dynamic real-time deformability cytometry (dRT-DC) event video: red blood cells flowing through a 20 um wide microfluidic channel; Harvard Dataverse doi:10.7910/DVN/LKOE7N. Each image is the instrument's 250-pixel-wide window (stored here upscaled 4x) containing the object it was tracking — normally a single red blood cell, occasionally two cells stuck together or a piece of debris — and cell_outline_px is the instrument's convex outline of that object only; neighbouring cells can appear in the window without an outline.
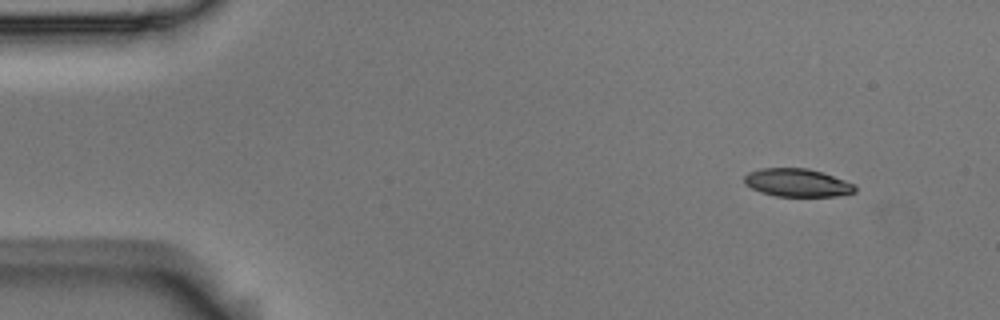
{"species": "Egyptian fruit bat (a non-hibernating species)", "species_latin": "Rousettus aegyptiacus", "temperature_condition": "room temperature", "stored_images_in_passage": 3, "camera_frame_rate_fps": 3000, "um_per_image_px": 0.085, "animal": {"sex": "male"}, "frame": {"image": 1, "passage_image": 1, "time_ms": 0.0, "image_size_px": [1000, 320], "cell_outline_px": [[856, 192], [836, 196], [776, 196], [760, 192], [744, 184], [744, 176], [748, 172], [760, 168], [808, 168], [856, 184]], "centroid_in_image_um": [67.75, 15.53], "position_along_channel_um": 17.3, "area_um2": 18.09}}
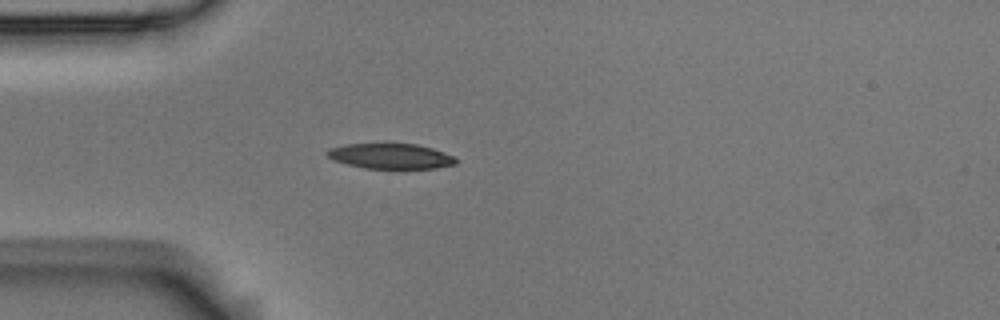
{"frame": {"image": 2, "passage_image": 3, "time_ms": 0.667, "image_size_px": [1000, 320], "cell_outline_px": [[456, 164], [436, 168], [364, 168], [332, 160], [324, 152], [328, 148], [344, 144], [384, 140], [388, 140], [416, 144], [432, 148], [452, 156], [456, 160]], "centroid_in_image_um": [33.1, 13.2], "position_along_channel_um": 51.9, "area_um2": 19.88}}